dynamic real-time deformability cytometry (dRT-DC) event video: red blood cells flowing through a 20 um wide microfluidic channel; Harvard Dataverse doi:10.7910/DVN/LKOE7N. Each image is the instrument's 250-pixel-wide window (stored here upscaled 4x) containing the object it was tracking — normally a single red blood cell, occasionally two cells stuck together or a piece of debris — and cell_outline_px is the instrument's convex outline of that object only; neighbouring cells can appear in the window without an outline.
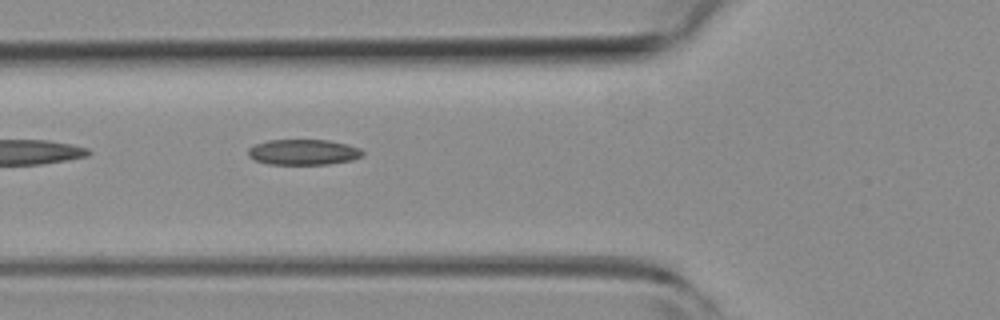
{"species": "common noctule bat (a hibernating species)", "species_latin": "Nyctalus noctula", "temperature_condition": "room temperature", "stored_images_in_passage": 5, "camera_frame_rate_fps": 3000, "um_per_image_px": 0.085, "animal": {"sex": "female", "body_mass_g": 19.3, "forearm_length_mm": 54.1}, "frame": {"image": 1, "passage_image": 5, "time_ms": 1.333, "image_size_px": [1000, 320], "cell_outline_px": [[364, 156], [352, 160], [328, 164], [268, 164], [256, 160], [248, 156], [248, 148], [256, 144], [268, 140], [328, 140], [348, 144], [360, 148], [364, 152]], "centroid_in_image_um": [25.82, 12.93], "position_along_channel_um": 100.0, "area_um2": 17.11}}